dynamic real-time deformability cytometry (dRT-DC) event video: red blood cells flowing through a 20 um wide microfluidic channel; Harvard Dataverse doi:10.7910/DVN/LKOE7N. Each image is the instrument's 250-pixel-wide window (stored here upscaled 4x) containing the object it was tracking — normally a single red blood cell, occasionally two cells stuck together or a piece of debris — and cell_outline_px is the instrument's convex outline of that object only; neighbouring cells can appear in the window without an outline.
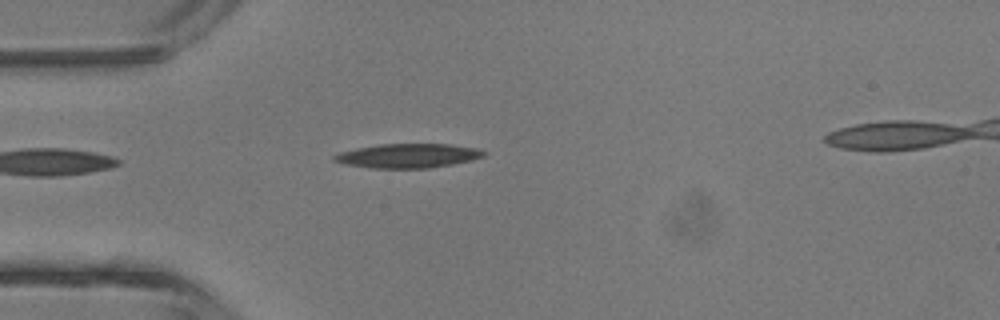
{"species": "common noctule bat (a hibernating species)", "species_latin": "Nyctalus noctula", "temperature_condition": "room temperature", "stored_images_in_passage": 3, "segment_of_instrument_passage": [1, 2], "camera_frame_rate_fps": 3000, "um_per_image_px": 0.085, "animal": {"sex": "male", "body_mass_g": 13.3}, "frame": {"image": 1, "passage_image": 2, "time_ms": 1.0, "image_size_px": [1000, 320], "cell_outline_px": [[488, 152], [484, 156], [472, 160], [452, 164], [428, 168], [372, 168], [348, 164], [332, 160], [332, 156], [340, 152], [356, 148], [380, 144], [448, 144], [476, 148]], "centroid_in_image_um": [34.69, 13.23], "position_along_channel_um": 50.3, "area_um2": 20.98}}